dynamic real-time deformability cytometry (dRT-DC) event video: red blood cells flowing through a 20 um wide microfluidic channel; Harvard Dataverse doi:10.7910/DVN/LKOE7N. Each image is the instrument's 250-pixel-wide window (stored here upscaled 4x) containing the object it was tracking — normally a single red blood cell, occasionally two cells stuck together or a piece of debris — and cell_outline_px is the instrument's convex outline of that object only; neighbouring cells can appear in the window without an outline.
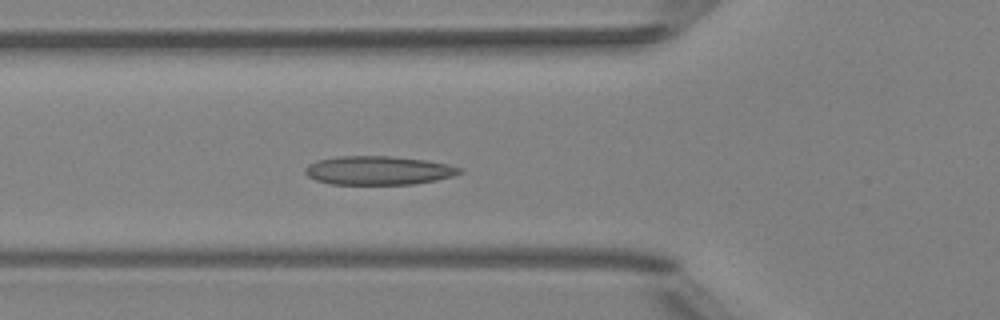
{"species": "Egyptian fruit bat (a non-hibernating species)", "species_latin": "Rousettus aegyptiacus", "temperature_condition": "room temperature", "stored_images_in_passage": 41, "camera_frame_rate_fps": 3000, "um_per_image_px": 0.085, "animal": {"sex": "female"}, "frame": {"image": 1, "passage_image": 8, "time_ms": 2.333, "image_size_px": [1000, 320], "cell_outline_px": [[464, 172], [452, 176], [436, 180], [416, 184], [332, 184], [316, 180], [308, 176], [304, 172], [304, 168], [308, 164], [316, 160], [340, 156], [392, 156], [428, 160], [448, 164], [464, 168]], "centroid_in_image_um": [32.19, 14.48], "position_along_channel_um": 93.6, "area_um2": 26.13}}
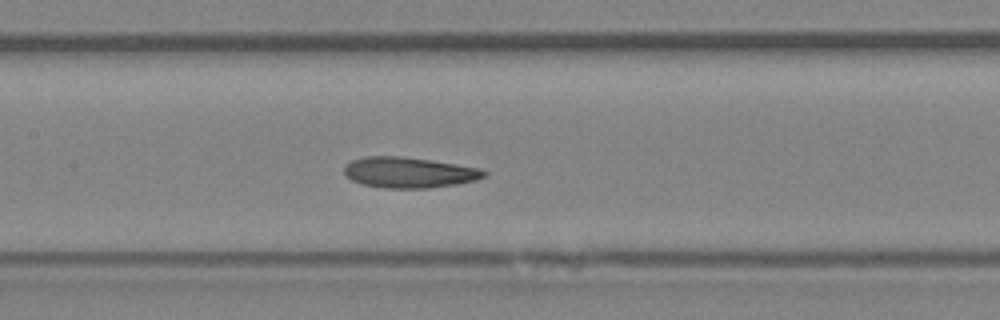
{"frame": {"image": 2, "passage_image": 14, "time_ms": 4.333, "image_size_px": [1000, 320], "cell_outline_px": [[488, 172], [484, 176], [476, 180], [456, 184], [428, 188], [384, 188], [364, 184], [352, 180], [344, 172], [344, 168], [352, 160], [364, 156], [396, 156], [432, 160], [480, 168]], "centroid_in_image_um": [34.78, 14.66], "position_along_channel_um": 172.6, "area_um2": 24.8}}
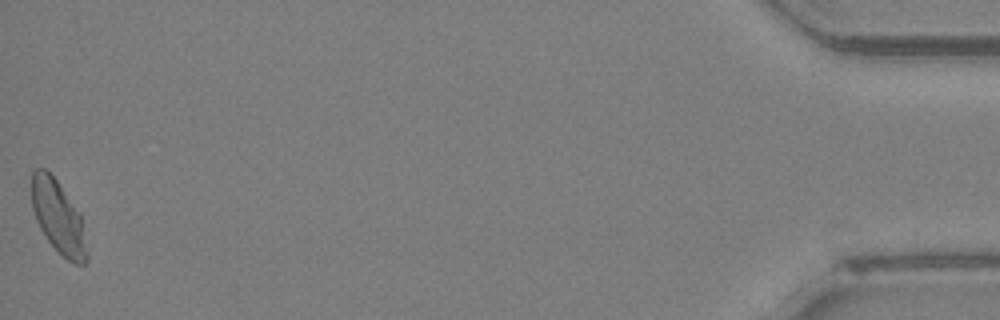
{"frame": {"image": 3, "passage_image": 41, "time_ms": 13.333, "image_size_px": [1000, 320], "cell_outline_px": [[88, 260], [84, 264], [76, 264], [68, 260], [48, 240], [40, 228], [36, 220], [32, 208], [32, 172], [36, 168], [44, 168], [56, 180], [80, 212], [88, 252]], "centroid_in_image_um": [4.96, 18.46], "position_along_channel_um": 430.2, "area_um2": 23.18}, "authors_computed_cell_mechanics": {"area_um2": 24.6806, "velocity_mm_per_s": 3.9623, "shape_relaxation_time_tau1_ms": 6.4184, "shape_relaxation_time_tau2_ms": 3.3611, "deformation_change_tau1": 0.1406, "deformation_change_tau2": 0.0995}}